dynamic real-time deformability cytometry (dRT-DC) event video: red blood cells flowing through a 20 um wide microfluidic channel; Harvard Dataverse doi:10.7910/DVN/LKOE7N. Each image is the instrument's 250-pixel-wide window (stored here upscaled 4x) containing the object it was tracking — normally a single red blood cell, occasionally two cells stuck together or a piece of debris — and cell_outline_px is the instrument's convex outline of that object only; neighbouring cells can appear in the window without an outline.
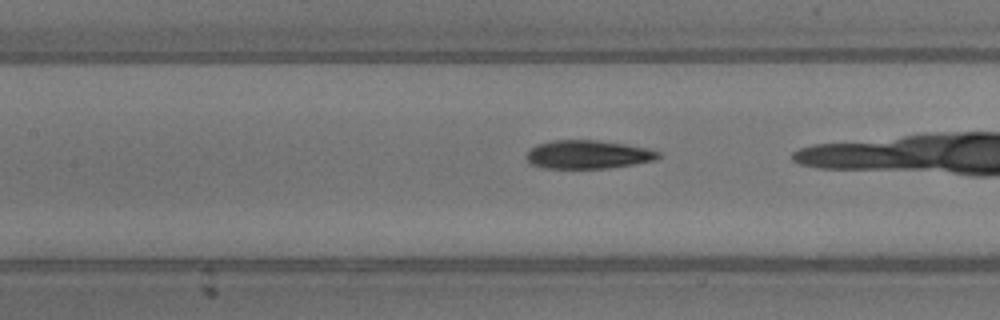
{"species": "common noctule bat (a hibernating species)", "species_latin": "Nyctalus noctula", "temperature_condition": "warm", "stored_images_in_passage": 37, "camera_frame_rate_fps": 3000, "um_per_image_px": 0.085, "animal": {"sex": "male", "body_mass_g": 13.3}, "frame": {"image": 1, "passage_image": 21, "time_ms": 6.667, "image_size_px": [1000, 320], "cell_outline_px": [[664, 156], [656, 160], [608, 168], [544, 168], [532, 164], [524, 156], [536, 144], [552, 140], [596, 140], [652, 148], [660, 152]], "centroid_in_image_um": [50.03, 13.12], "position_along_channel_um": 157.4, "area_um2": 22.02}}
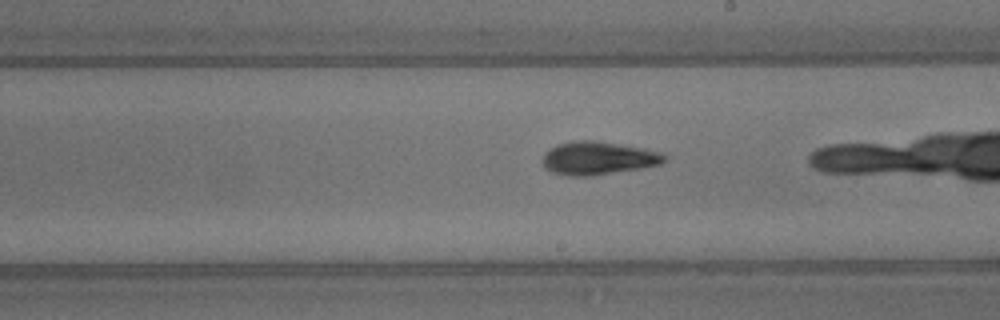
{"frame": {"image": 2, "passage_image": 27, "time_ms": 8.667, "image_size_px": [1000, 320], "cell_outline_px": [[668, 156], [660, 164], [640, 168], [588, 176], [568, 176], [552, 172], [544, 168], [544, 152], [556, 144], [572, 140], [596, 140], [644, 148], [660, 152]], "centroid_in_image_um": [50.81, 13.42], "position_along_channel_um": 238.2, "area_um2": 23.52}}